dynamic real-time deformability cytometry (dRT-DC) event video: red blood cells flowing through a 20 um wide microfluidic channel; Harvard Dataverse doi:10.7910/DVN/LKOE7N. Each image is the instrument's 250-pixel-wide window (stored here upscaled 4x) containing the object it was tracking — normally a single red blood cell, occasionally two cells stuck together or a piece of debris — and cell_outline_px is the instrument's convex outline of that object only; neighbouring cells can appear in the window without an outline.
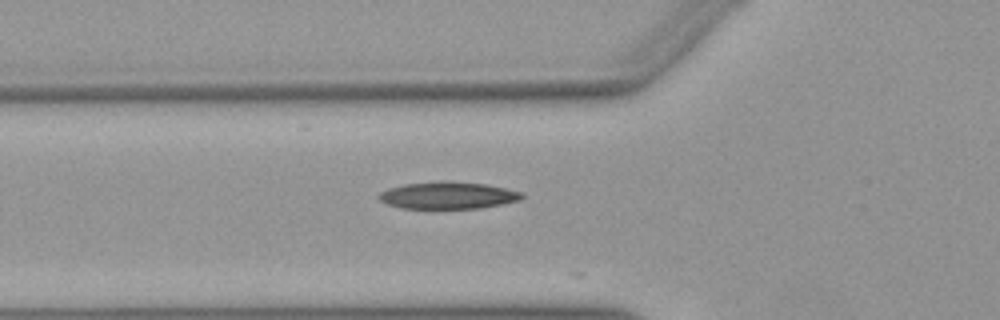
{"species": "Egyptian fruit bat (a non-hibernating species)", "species_latin": "Rousettus aegyptiacus", "temperature_condition": "warm", "stored_images_in_passage": 10, "camera_frame_rate_fps": 3000, "um_per_image_px": 0.085, "animal": {"sex": "female"}, "frame": {"image": 1, "passage_image": 6, "time_ms": 1.667, "image_size_px": [1000, 320], "cell_outline_px": [[524, 196], [520, 200], [504, 204], [480, 208], [400, 208], [388, 204], [380, 200], [376, 196], [380, 192], [388, 188], [404, 184], [444, 180], [488, 184], [524, 192]], "centroid_in_image_um": [38.1, 16.59], "position_along_channel_um": 87.7, "area_um2": 22.83}}
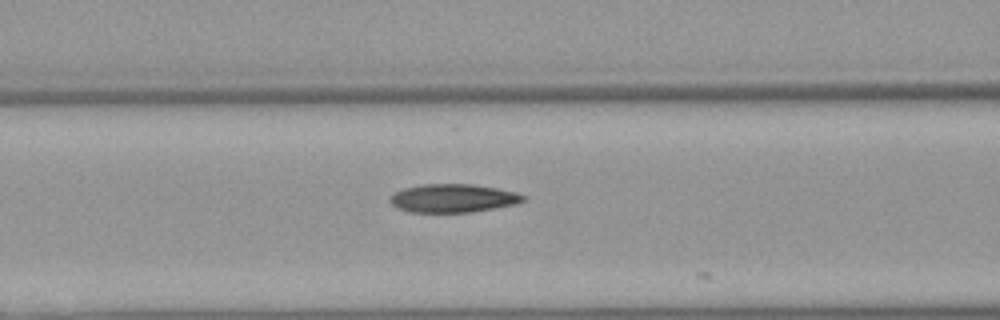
{"frame": {"image": 2, "passage_image": 9, "time_ms": 2.667, "image_size_px": [1000, 320], "cell_outline_px": [[524, 200], [516, 204], [468, 212], [412, 212], [396, 208], [388, 200], [396, 192], [404, 188], [424, 184], [472, 184], [496, 188], [516, 192], [524, 196]], "centroid_in_image_um": [38.48, 16.84], "position_along_channel_um": 128.1, "area_um2": 21.73}}